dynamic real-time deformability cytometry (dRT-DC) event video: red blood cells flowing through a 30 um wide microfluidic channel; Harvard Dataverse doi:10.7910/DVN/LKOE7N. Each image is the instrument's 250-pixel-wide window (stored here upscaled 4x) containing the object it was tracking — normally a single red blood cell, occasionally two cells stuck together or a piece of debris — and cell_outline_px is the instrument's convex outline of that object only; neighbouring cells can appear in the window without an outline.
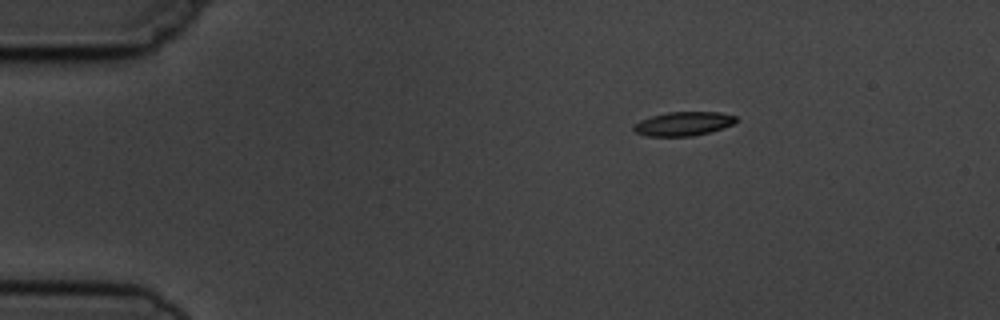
{"species": "common noctule bat (a hibernating species)", "species_latin": "Nyctalus noctula", "temperature_condition": "cold", "stored_images_in_passage": 4, "camera_frame_rate_fps": 3000, "um_per_image_px": 0.085, "animal": {"sex": "male", "body_mass_g": 19.5, "forearm_length_mm": 54.6}, "frame": {"image": 1, "passage_image": 1, "time_ms": 0.0, "image_size_px": [1000, 320], "cell_outline_px": [[736, 120], [732, 124], [708, 132], [692, 136], [648, 136], [636, 132], [632, 128], [632, 124], [640, 120], [652, 116], [668, 112], [720, 112], [736, 116]], "centroid_in_image_um": [58.03, 10.51], "position_along_channel_um": 27.0, "area_um2": 14.1}}
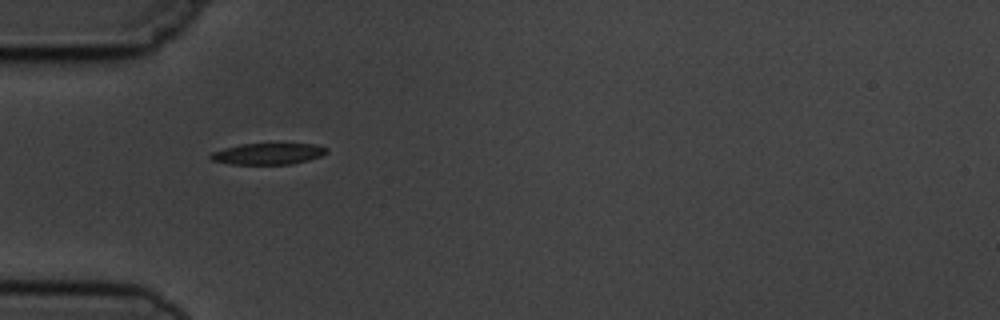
{"frame": {"image": 2, "passage_image": 3, "time_ms": 2.667, "image_size_px": [1000, 320], "cell_outline_px": [[328, 152], [320, 156], [308, 160], [292, 164], [228, 164], [212, 160], [208, 156], [212, 152], [224, 148], [240, 144], [312, 144], [328, 148]], "centroid_in_image_um": [22.76, 13.07], "position_along_channel_um": 62.2, "area_um2": 14.33}}
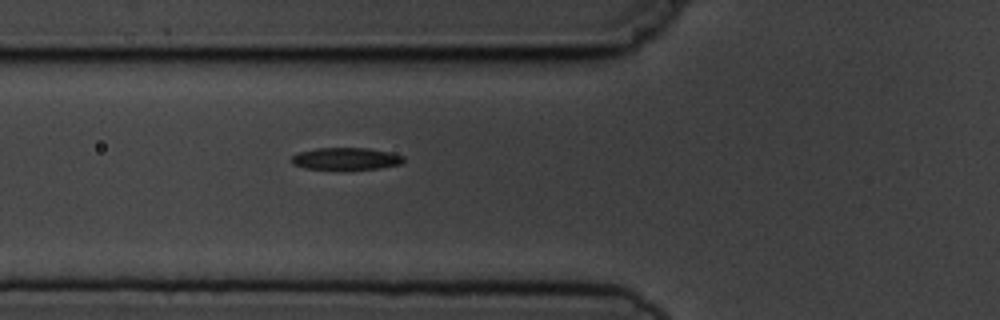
{"frame": {"image": 3, "passage_image": 4, "time_ms": 3.667, "image_size_px": [1000, 320], "cell_outline_px": [[404, 160], [400, 164], [380, 168], [304, 168], [292, 164], [288, 160], [296, 152], [316, 148], [368, 148], [388, 152], [404, 156]], "centroid_in_image_um": [29.33, 13.47], "position_along_channel_um": 96.5, "area_um2": 14.22}}